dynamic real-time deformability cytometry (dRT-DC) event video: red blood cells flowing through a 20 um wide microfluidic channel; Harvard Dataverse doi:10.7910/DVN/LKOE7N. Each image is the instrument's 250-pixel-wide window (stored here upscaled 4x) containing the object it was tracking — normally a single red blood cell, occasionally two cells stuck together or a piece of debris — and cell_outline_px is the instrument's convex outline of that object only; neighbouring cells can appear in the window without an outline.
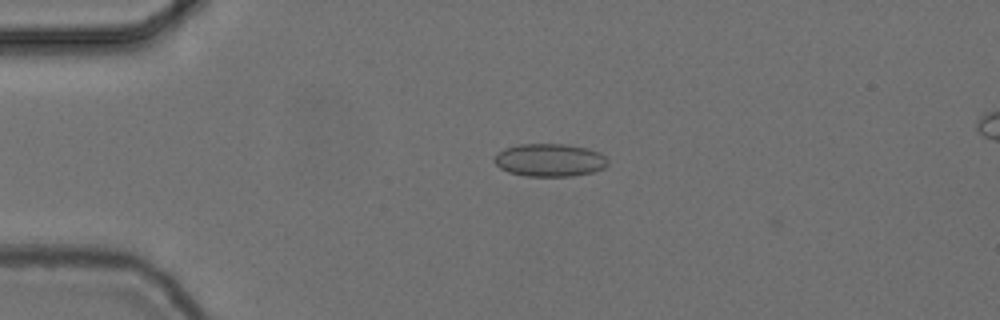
{"species": "common noctule bat (a hibernating species)", "species_latin": "Nyctalus noctula", "temperature_condition": "cold", "stored_images_in_passage": 43, "camera_frame_rate_fps": 3000, "um_per_image_px": 0.085, "animal": {"sex": "female", "body_mass_g": 24.6, "forearm_length_mm": 56.2}, "frame": {"image": 1, "passage_image": 1, "time_ms": 0.0, "image_size_px": [1000, 320], "cell_outline_px": [[608, 164], [604, 168], [592, 172], [572, 176], [524, 176], [508, 172], [500, 168], [492, 160], [496, 152], [504, 148], [520, 144], [568, 144], [600, 152], [608, 160]], "centroid_in_image_um": [46.68, 13.61], "position_along_channel_um": 38.3, "area_um2": 21.91}}
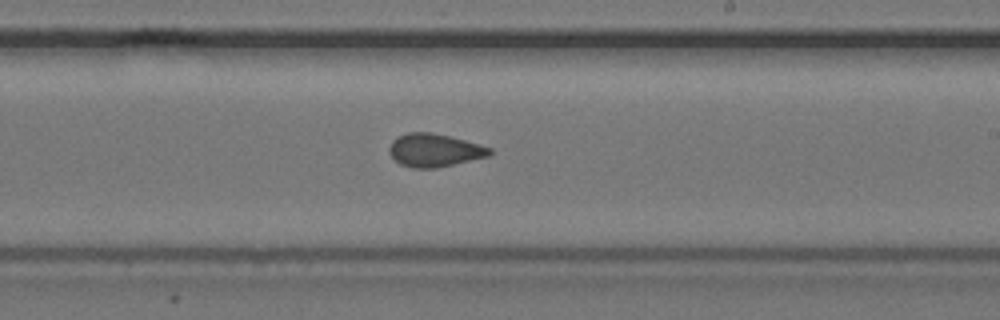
{"frame": {"image": 2, "passage_image": 21, "time_ms": 6.667, "image_size_px": [1000, 320], "cell_outline_px": [[492, 152], [488, 156], [436, 168], [412, 168], [400, 164], [388, 152], [388, 148], [392, 140], [396, 136], [408, 132], [432, 132], [464, 140], [492, 148]], "centroid_in_image_um": [36.88, 12.76], "position_along_channel_um": 252.1, "area_um2": 19.31}}
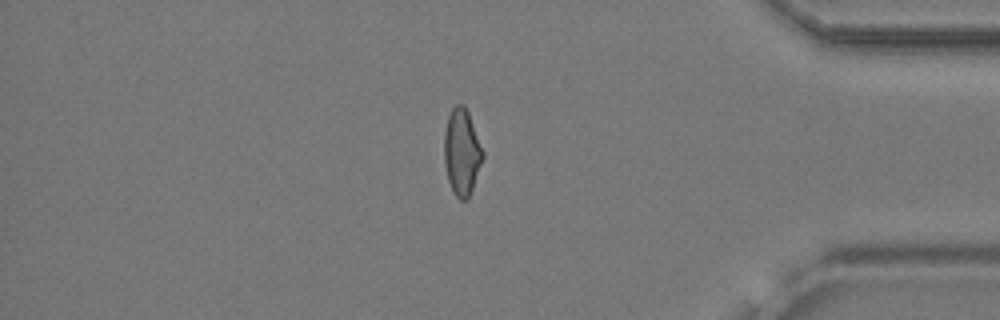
{"frame": {"image": 3, "passage_image": 35, "time_ms": 11.333, "image_size_px": [1000, 320], "cell_outline_px": [[484, 156], [472, 188], [468, 196], [464, 200], [460, 200], [456, 196], [448, 180], [444, 164], [444, 132], [448, 116], [452, 108], [456, 104], [464, 104], [468, 112], [484, 152]], "centroid_in_image_um": [39.24, 12.88], "position_along_channel_um": 396.0, "area_um2": 19.25}, "authors_computed_cell_mechanics": {"area_um2": 19.363, "velocity_mm_per_s": 3.7129, "shape_relaxation_time_tau1_ms": null, "shape_relaxation_time_tau2_ms": 1.6941, "deformation_change_tau1": null, "deformation_change_tau2": 0.0707}}